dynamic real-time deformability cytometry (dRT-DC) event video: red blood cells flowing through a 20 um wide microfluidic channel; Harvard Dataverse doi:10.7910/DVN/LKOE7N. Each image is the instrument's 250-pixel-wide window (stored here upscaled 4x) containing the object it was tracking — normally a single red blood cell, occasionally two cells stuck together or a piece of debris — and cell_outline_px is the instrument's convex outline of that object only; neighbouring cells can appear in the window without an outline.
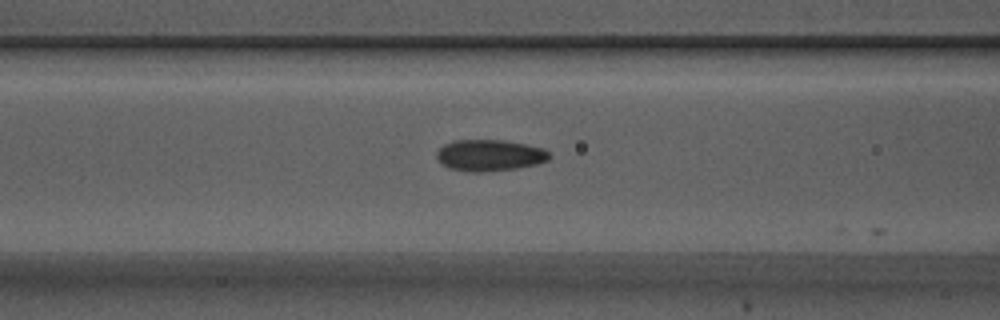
{"species": "Egyptian fruit bat (a non-hibernating species)", "species_latin": "Rousettus aegyptiacus", "temperature_condition": "warm", "stored_images_in_passage": 9, "camera_frame_rate_fps": 3000, "um_per_image_px": 0.085, "animal": {"sex": "male"}, "frame": {"image": 1, "passage_image": 7, "time_ms": 2.0, "image_size_px": [1000, 320], "cell_outline_px": [[552, 156], [548, 160], [536, 164], [516, 168], [480, 172], [472, 172], [448, 168], [436, 156], [436, 152], [444, 144], [452, 140], [504, 140], [528, 144], [544, 148]], "centroid_in_image_um": [41.64, 13.19], "position_along_channel_um": 125.0, "area_um2": 20.63}}